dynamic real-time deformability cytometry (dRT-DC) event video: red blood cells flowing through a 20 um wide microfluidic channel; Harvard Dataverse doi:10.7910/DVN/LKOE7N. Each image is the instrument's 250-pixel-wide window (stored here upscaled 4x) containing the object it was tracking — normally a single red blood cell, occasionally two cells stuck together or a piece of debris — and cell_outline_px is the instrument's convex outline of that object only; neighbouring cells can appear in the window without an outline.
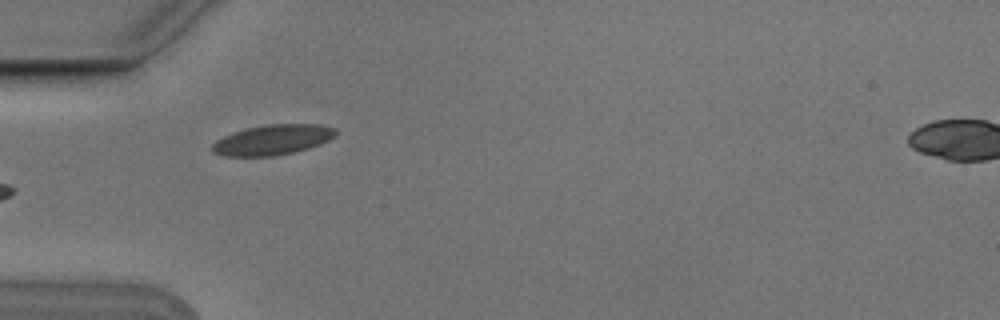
{"species": "Egyptian fruit bat (a non-hibernating species)", "species_latin": "Rousettus aegyptiacus", "temperature_condition": "cold", "stored_images_in_passage": 7, "camera_frame_rate_fps": 3000, "um_per_image_px": 0.085, "animal": {"sex": "male"}, "frame": {"image": 1, "passage_image": 4, "time_ms": 1.0, "image_size_px": [1000, 320], "cell_outline_px": [[336, 132], [328, 140], [320, 144], [308, 148], [292, 152], [272, 156], [224, 156], [212, 152], [212, 144], [216, 140], [232, 132], [248, 128], [268, 124], [320, 124], [336, 128]], "centroid_in_image_um": [23.15, 11.88], "position_along_channel_um": 61.9, "area_um2": 21.56}}
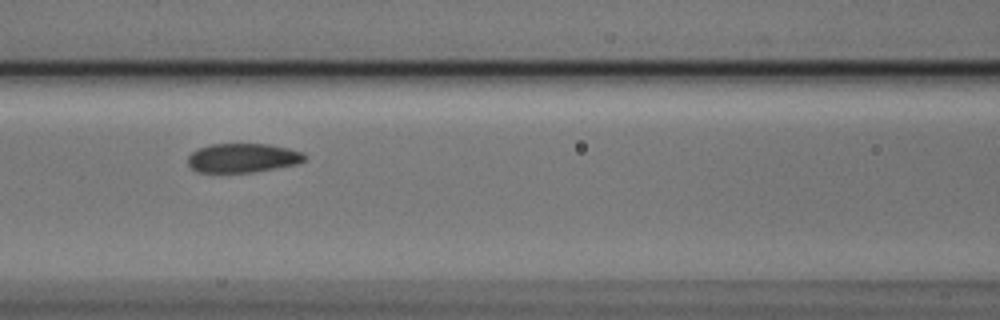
{"frame": {"image": 2, "passage_image": 6, "time_ms": 1.667, "image_size_px": [1000, 320], "cell_outline_px": [[308, 156], [304, 160], [296, 164], [276, 168], [252, 172], [196, 172], [188, 164], [188, 156], [192, 152], [208, 144], [268, 144], [288, 148], [304, 152]], "centroid_in_image_um": [20.65, 13.42], "position_along_channel_um": 146.0, "area_um2": 19.83}}
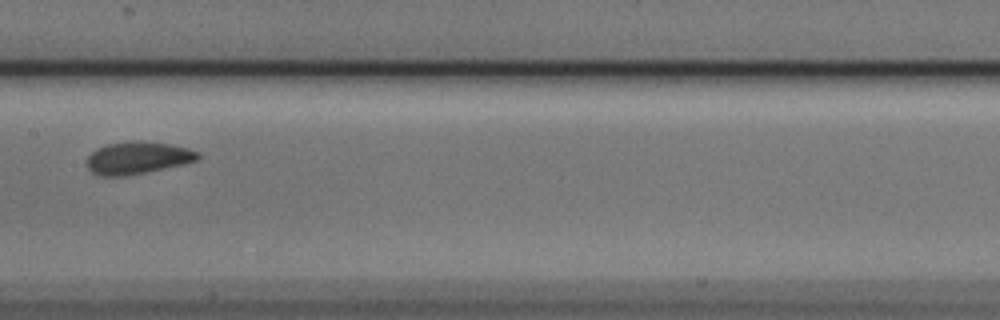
{"frame": {"image": 3, "passage_image": 7, "time_ms": 2.0, "image_size_px": [1000, 320], "cell_outline_px": [[200, 156], [196, 160], [184, 164], [124, 176], [100, 176], [92, 172], [88, 168], [88, 156], [96, 148], [108, 144], [136, 140], [168, 144], [188, 148], [200, 152]], "centroid_in_image_um": [11.7, 13.41], "position_along_channel_um": 195.7, "area_um2": 20.69}}